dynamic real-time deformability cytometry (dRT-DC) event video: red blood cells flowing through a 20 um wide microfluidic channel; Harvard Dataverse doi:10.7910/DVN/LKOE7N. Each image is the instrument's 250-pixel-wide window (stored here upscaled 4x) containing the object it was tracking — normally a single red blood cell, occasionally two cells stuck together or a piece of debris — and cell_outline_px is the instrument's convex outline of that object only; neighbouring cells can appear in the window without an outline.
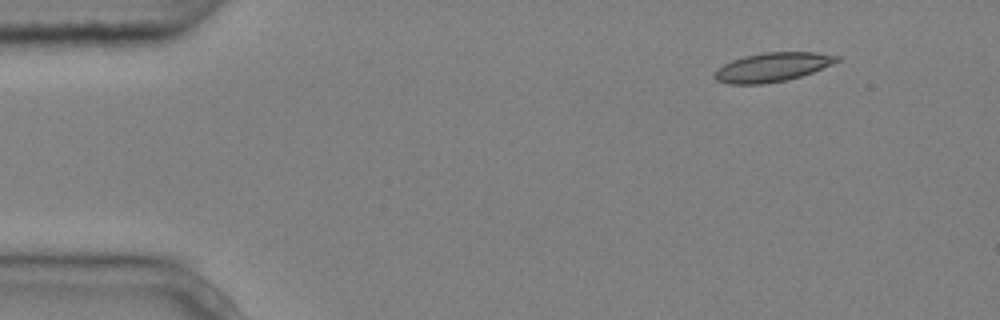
{"species": "common noctule bat (a hibernating species)", "species_latin": "Nyctalus noctula", "temperature_condition": "cold", "stored_images_in_passage": 8, "camera_frame_rate_fps": 3000, "um_per_image_px": 0.085, "animal": {"sex": "male", "body_mass_g": 20.4}, "frame": {"image": 1, "passage_image": 1, "time_ms": 0.0, "image_size_px": [1000, 320], "cell_outline_px": [[840, 60], [832, 64], [812, 72], [788, 80], [764, 84], [728, 84], [716, 80], [712, 76], [716, 68], [732, 60], [744, 56], [764, 52], [816, 52], [840, 56]], "centroid_in_image_um": [65.62, 5.71], "position_along_channel_um": 19.4, "area_um2": 20.81}}
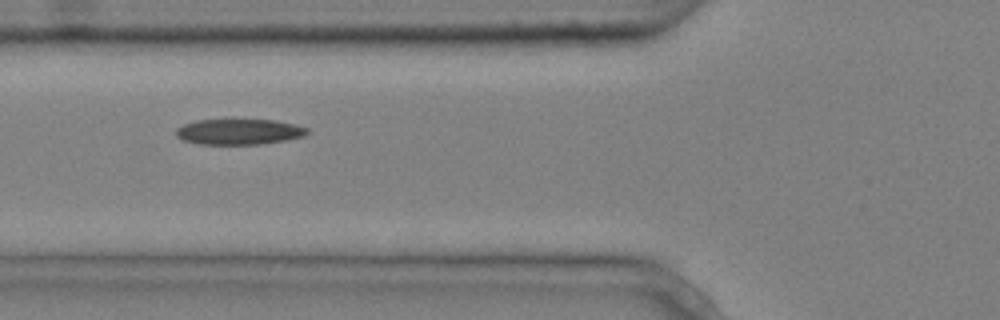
{"frame": {"image": 2, "passage_image": 5, "time_ms": 1.333, "image_size_px": [1000, 320], "cell_outline_px": [[308, 132], [304, 136], [284, 140], [260, 144], [200, 144], [184, 140], [176, 136], [176, 128], [184, 124], [196, 120], [276, 120], [296, 124], [308, 128]], "centroid_in_image_um": [20.32, 11.19], "position_along_channel_um": 105.5, "area_um2": 19.48}}
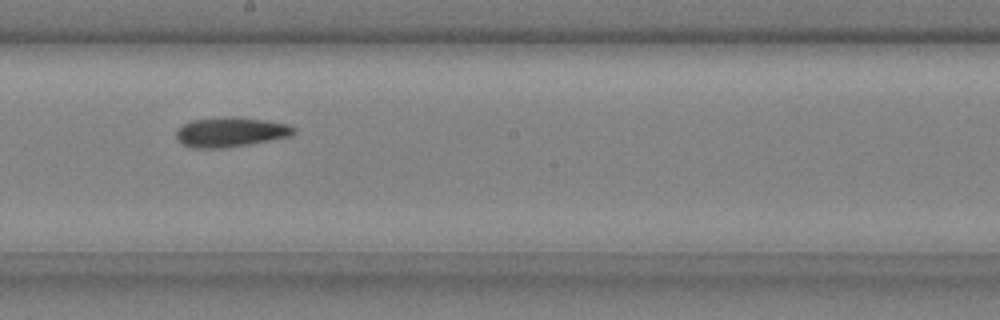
{"frame": {"image": 3, "passage_image": 8, "time_ms": 2.333, "image_size_px": [1000, 320], "cell_outline_px": [[296, 132], [292, 136], [228, 148], [192, 148], [176, 140], [176, 132], [184, 124], [192, 120], [264, 120], [288, 124], [296, 128]], "centroid_in_image_um": [19.63, 11.29], "position_along_channel_um": 228.6, "area_um2": 19.36}}